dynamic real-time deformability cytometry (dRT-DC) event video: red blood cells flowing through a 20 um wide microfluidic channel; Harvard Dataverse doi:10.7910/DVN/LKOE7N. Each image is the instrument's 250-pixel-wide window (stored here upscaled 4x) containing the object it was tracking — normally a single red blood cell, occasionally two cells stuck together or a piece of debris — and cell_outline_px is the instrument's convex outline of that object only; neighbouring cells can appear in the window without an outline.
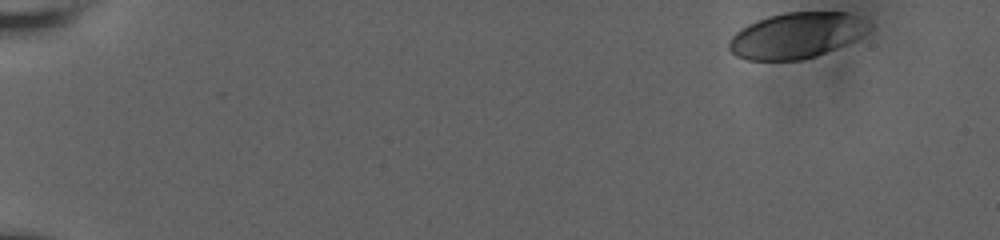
{"species": "human", "species_latin": "Homo sapiens", "temperature_condition": "room temperature", "stored_images_in_passage": 23, "camera_frame_rate_fps": 3000, "um_per_image_px": 0.085, "donor": {"sex": "male"}, "frame": {"image": 1, "passage_image": 1, "time_ms": 0.0, "image_size_px": [1000, 240], "cell_outline_px": [[872, 28], [868, 32], [836, 48], [816, 56], [800, 60], [748, 60], [736, 56], [728, 48], [728, 40], [740, 28], [748, 24], [768, 16], [784, 12], [848, 12], [872, 24]], "centroid_in_image_um": [67.68, 3.0], "position_along_channel_um": 17.3, "area_um2": 37.28}}
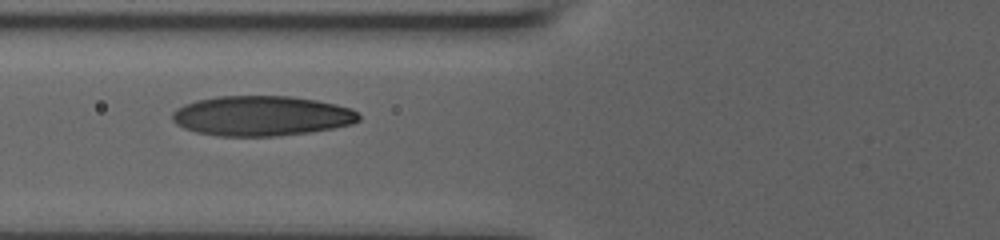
{"frame": {"image": 2, "passage_image": 17, "time_ms": 6.667, "image_size_px": [1000, 240], "cell_outline_px": [[360, 120], [352, 124], [332, 128], [308, 132], [276, 136], [220, 136], [196, 132], [184, 128], [176, 124], [172, 120], [172, 112], [176, 108], [184, 104], [196, 100], [220, 96], [292, 96], [316, 100], [336, 104], [352, 108], [360, 116]], "centroid_in_image_um": [22.22, 9.84], "position_along_channel_um": 103.6, "area_um2": 43.58}}
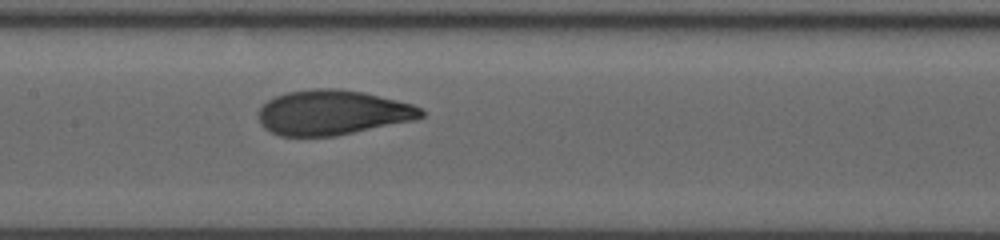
{"frame": {"image": 3, "passage_image": 23, "time_ms": 8.667, "image_size_px": [1000, 240], "cell_outline_px": [[424, 116], [416, 120], [336, 136], [280, 136], [264, 128], [260, 124], [260, 108], [268, 100], [276, 96], [288, 92], [312, 88], [340, 88], [364, 92], [412, 104], [420, 108], [424, 112]], "centroid_in_image_um": [28.29, 9.57], "position_along_channel_um": 179.1, "area_um2": 42.6}}